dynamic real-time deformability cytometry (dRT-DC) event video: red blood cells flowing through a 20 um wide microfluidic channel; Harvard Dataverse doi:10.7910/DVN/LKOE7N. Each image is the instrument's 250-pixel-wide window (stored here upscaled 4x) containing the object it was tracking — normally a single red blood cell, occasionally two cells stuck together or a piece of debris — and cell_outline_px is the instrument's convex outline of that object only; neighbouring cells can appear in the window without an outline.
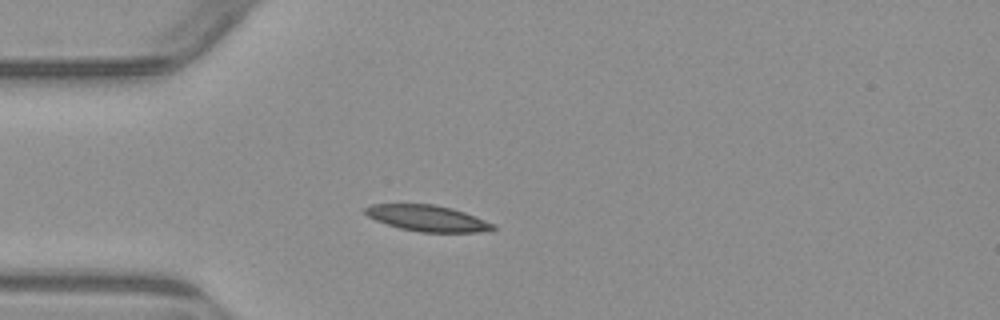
{"species": "common noctule bat (a hibernating species)", "species_latin": "Nyctalus noctula", "temperature_condition": "warm", "stored_images_in_passage": 2, "camera_frame_rate_fps": 3000, "um_per_image_px": 0.085, "animal": {"sex": "male", "body_mass_g": 23.1, "forearm_length_mm": 52.7}, "frame": {"image": 1, "passage_image": 2, "time_ms": 2.0, "image_size_px": [1000, 320], "cell_outline_px": [[496, 228], [480, 232], [420, 232], [400, 228], [376, 220], [368, 216], [364, 212], [364, 208], [372, 204], [432, 204], [452, 208], [464, 212], [496, 224]], "centroid_in_image_um": [36.34, 18.55], "position_along_channel_um": 48.7, "area_um2": 19.31}}